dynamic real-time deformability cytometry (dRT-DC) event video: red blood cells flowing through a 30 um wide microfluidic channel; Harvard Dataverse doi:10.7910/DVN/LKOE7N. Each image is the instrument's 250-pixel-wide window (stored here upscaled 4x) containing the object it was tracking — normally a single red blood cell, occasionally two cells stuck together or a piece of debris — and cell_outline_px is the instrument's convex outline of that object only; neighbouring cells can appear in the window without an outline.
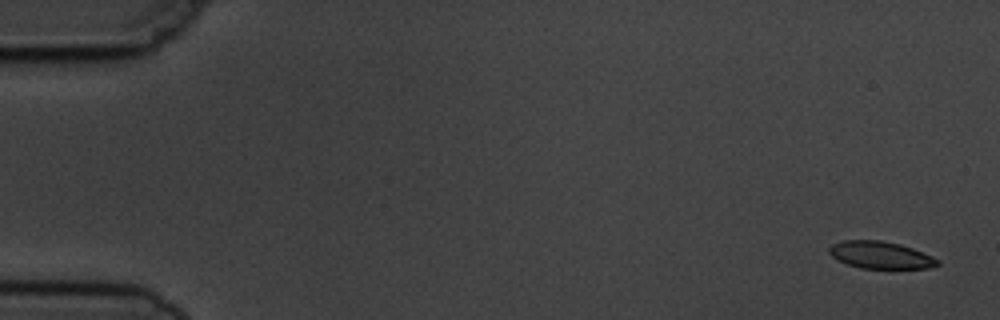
{"species": "common noctule bat (a hibernating species)", "species_latin": "Nyctalus noctula", "temperature_condition": "cold", "stored_images_in_passage": 3, "segment_of_instrument_passage": [2, 2], "camera_frame_rate_fps": 3000, "um_per_image_px": 0.085, "animal": {"sex": "male", "body_mass_g": 19.5, "forearm_length_mm": 54.6}, "frame": {"image": 1, "passage_image": 3, "time_ms": 3.333, "image_size_px": [1000, 320], "cell_outline_px": [[940, 264], [928, 268], [860, 268], [848, 264], [832, 256], [828, 252], [828, 248], [832, 244], [844, 240], [880, 240], [900, 244], [912, 248], [932, 256], [940, 260]], "centroid_in_image_um": [74.85, 21.67], "position_along_channel_um": 10.2, "area_um2": 17.05}}